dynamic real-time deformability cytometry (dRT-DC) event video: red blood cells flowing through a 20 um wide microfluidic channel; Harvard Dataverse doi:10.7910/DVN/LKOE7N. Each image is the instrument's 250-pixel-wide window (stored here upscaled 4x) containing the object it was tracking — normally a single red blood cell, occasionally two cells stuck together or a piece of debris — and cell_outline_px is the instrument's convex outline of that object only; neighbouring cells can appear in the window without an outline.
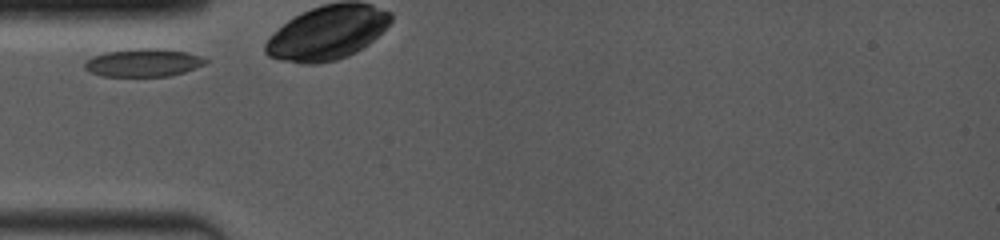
{"species": "common noctule bat (a hibernating species)", "species_latin": "Nyctalus noctula", "temperature_condition": "room temperature", "stored_images_in_passage": 13, "camera_frame_rate_fps": 4000, "um_per_image_px": 0.085, "animal": {"sex": "female", "body_mass_g": 19.0, "forearm_length_mm": 53.3}, "frame": {"image": 1, "passage_image": 1, "time_ms": 0.0, "image_size_px": [1000, 240], "cell_outline_px": [[208, 60], [204, 64], [184, 72], [168, 76], [104, 76], [92, 72], [84, 68], [84, 64], [92, 56], [108, 52], [140, 48], [156, 48], [188, 52], [200, 56]], "centroid_in_image_um": [12.2, 5.33], "position_along_channel_um": 72.8, "area_um2": 19.36}}